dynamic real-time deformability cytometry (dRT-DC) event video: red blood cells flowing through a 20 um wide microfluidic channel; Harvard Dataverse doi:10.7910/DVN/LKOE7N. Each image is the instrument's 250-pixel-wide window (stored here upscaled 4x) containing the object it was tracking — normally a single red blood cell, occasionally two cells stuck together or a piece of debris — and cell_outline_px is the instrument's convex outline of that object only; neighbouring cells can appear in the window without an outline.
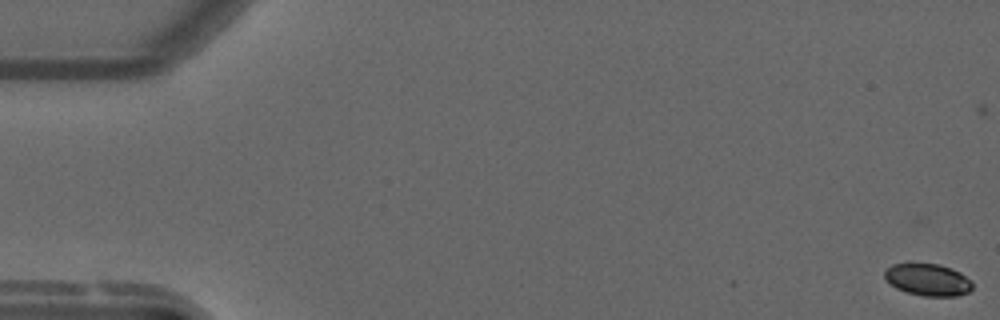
{"species": "common noctule bat (a hibernating species)", "species_latin": "Nyctalus noctula", "temperature_condition": "warm", "stored_images_in_passage": 11, "camera_frame_rate_fps": 3000, "um_per_image_px": 0.085, "animal": {"sex": "male", "forearm_length_mm": 52.5}, "frame": {"image": 1, "passage_image": 1, "time_ms": 0.0, "image_size_px": [1000, 320], "cell_outline_px": [[972, 288], [968, 292], [956, 296], [924, 296], [908, 292], [896, 288], [884, 280], [884, 272], [892, 264], [908, 260], [940, 264], [952, 268], [960, 272], [972, 280]], "centroid_in_image_um": [78.83, 23.72], "position_along_channel_um": 6.2, "area_um2": 17.11}}